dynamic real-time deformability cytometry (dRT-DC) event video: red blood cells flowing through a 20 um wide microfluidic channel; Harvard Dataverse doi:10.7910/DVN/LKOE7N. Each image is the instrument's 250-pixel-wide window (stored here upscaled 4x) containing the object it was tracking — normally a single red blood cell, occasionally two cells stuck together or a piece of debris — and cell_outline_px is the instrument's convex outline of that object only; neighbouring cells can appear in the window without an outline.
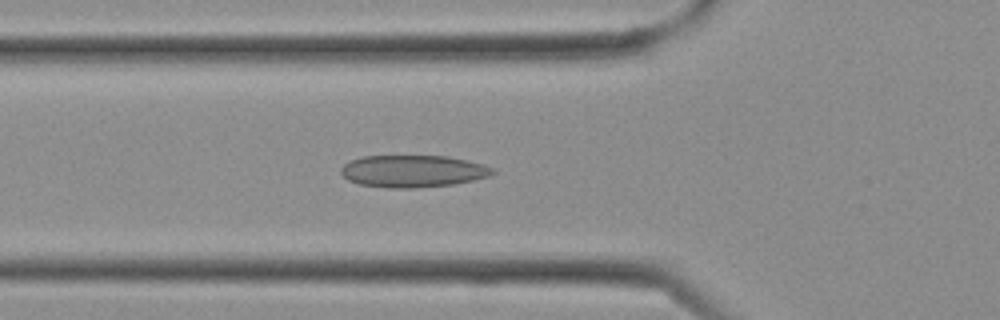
{"species": "Egyptian fruit bat (a non-hibernating species)", "species_latin": "Rousettus aegyptiacus", "temperature_condition": "cold", "stored_images_in_passage": 14, "camera_frame_rate_fps": 3000, "um_per_image_px": 0.085, "frame": {"image": 1, "passage_image": 10, "time_ms": 3.0, "image_size_px": [1000, 320], "cell_outline_px": [[496, 172], [488, 176], [472, 180], [452, 184], [412, 188], [388, 188], [360, 184], [348, 180], [340, 172], [340, 168], [344, 164], [352, 160], [364, 156], [448, 156], [468, 160], [484, 164], [492, 168]], "centroid_in_image_um": [35.09, 14.54], "position_along_channel_um": 90.7, "area_um2": 28.26}}
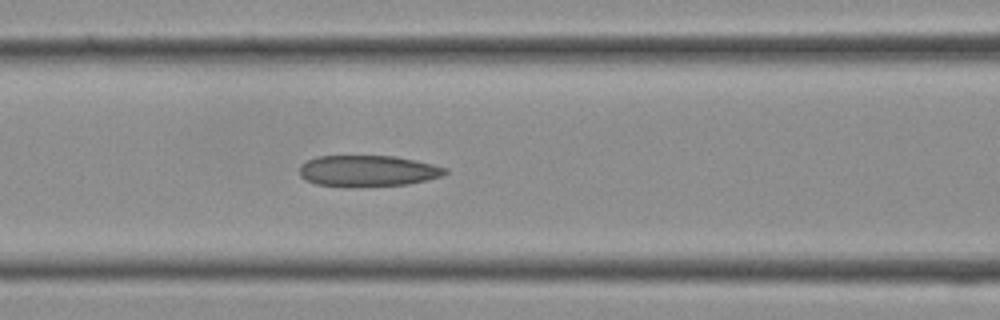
{"frame": {"image": 2, "passage_image": 12, "time_ms": 3.667, "image_size_px": [1000, 320], "cell_outline_px": [[448, 172], [444, 176], [408, 184], [348, 188], [316, 184], [304, 180], [300, 176], [300, 164], [316, 156], [396, 156], [416, 160], [448, 168]], "centroid_in_image_um": [31.25, 14.54], "position_along_channel_um": 135.3, "area_um2": 26.99}}
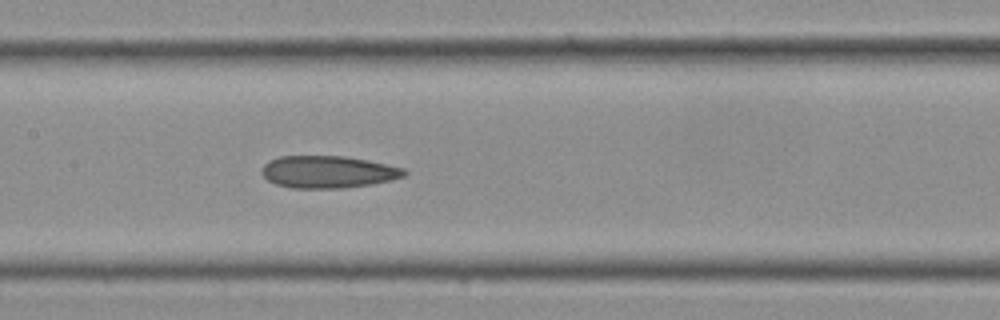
{"frame": {"image": 3, "passage_image": 14, "time_ms": 4.333, "image_size_px": [1000, 320], "cell_outline_px": [[408, 172], [404, 176], [372, 184], [340, 188], [292, 188], [276, 184], [268, 180], [260, 172], [264, 164], [268, 160], [280, 156], [344, 156], [368, 160], [404, 168]], "centroid_in_image_um": [27.85, 14.6], "position_along_channel_um": 179.5, "area_um2": 26.7}}